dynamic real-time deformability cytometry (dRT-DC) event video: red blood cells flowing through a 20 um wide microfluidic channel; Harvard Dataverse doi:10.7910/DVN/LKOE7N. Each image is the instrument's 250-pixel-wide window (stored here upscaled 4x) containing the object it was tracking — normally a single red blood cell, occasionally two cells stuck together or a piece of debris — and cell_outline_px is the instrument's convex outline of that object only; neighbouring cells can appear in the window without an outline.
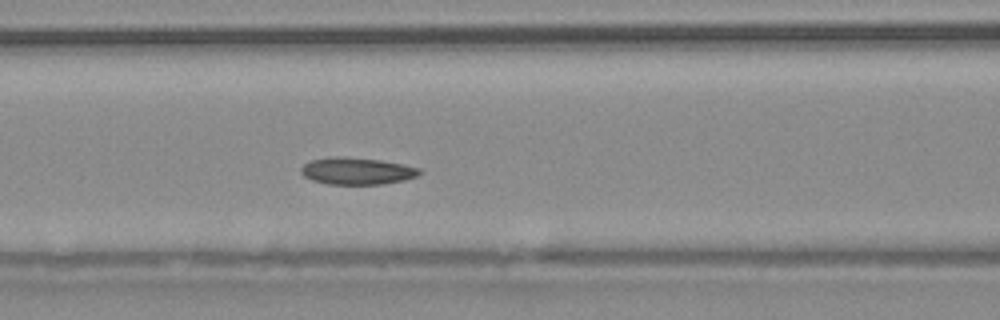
{"species": "common noctule bat (a hibernating species)", "species_latin": "Nyctalus noctula", "temperature_condition": "warm", "stored_images_in_passage": 51, "camera_frame_rate_fps": 3000, "um_per_image_px": 0.085, "animal": {"sex": "male", "body_mass_g": 20.4}, "frame": {"image": 1, "passage_image": 20, "time_ms": 6.333, "image_size_px": [1000, 320], "cell_outline_px": [[420, 172], [416, 176], [404, 180], [380, 184], [328, 184], [312, 180], [304, 176], [300, 172], [300, 168], [304, 164], [312, 160], [336, 156], [340, 156], [380, 160], [404, 164], [420, 168]], "centroid_in_image_um": [30.32, 14.53], "position_along_channel_um": 136.3, "area_um2": 18.5}}
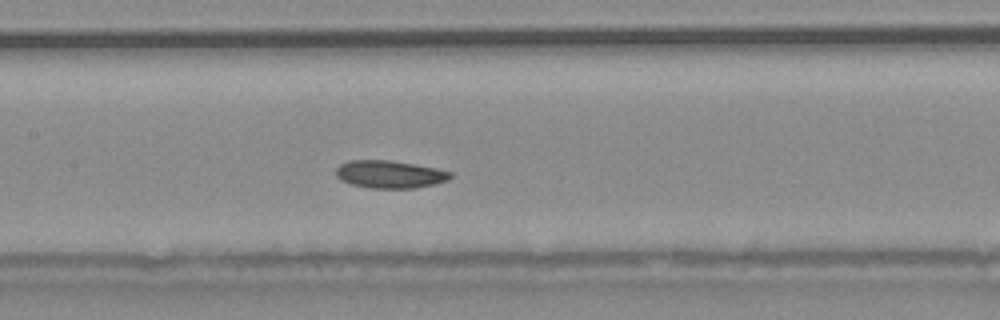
{"frame": {"image": 2, "passage_image": 23, "time_ms": 7.333, "image_size_px": [1000, 320], "cell_outline_px": [[452, 176], [448, 180], [436, 184], [416, 188], [368, 188], [352, 184], [340, 180], [336, 176], [336, 168], [340, 164], [348, 160], [388, 160], [436, 168], [452, 172]], "centroid_in_image_um": [33.12, 14.82], "position_along_channel_um": 174.3, "area_um2": 18.5}}
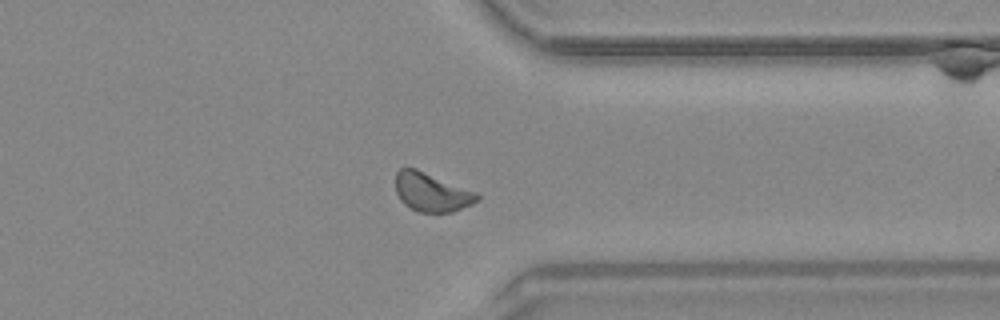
{"frame": {"image": 3, "passage_image": 39, "time_ms": 12.667, "image_size_px": [1000, 320], "cell_outline_px": [[480, 200], [472, 204], [452, 212], [420, 212], [404, 204], [400, 200], [396, 192], [396, 172], [400, 168], [416, 168], [476, 192], [480, 196]], "centroid_in_image_um": [36.69, 16.33], "position_along_channel_um": 374.7, "area_um2": 18.32}, "authors_computed_cell_mechanics": {"area_um2": 18.6694, "velocity_mm_per_s": 3.7946, "shape_relaxation_time_tau1_ms": null, "shape_relaxation_time_tau2_ms": 8.6955, "deformation_change_tau1": null, "deformation_change_tau2": 0.1089}}